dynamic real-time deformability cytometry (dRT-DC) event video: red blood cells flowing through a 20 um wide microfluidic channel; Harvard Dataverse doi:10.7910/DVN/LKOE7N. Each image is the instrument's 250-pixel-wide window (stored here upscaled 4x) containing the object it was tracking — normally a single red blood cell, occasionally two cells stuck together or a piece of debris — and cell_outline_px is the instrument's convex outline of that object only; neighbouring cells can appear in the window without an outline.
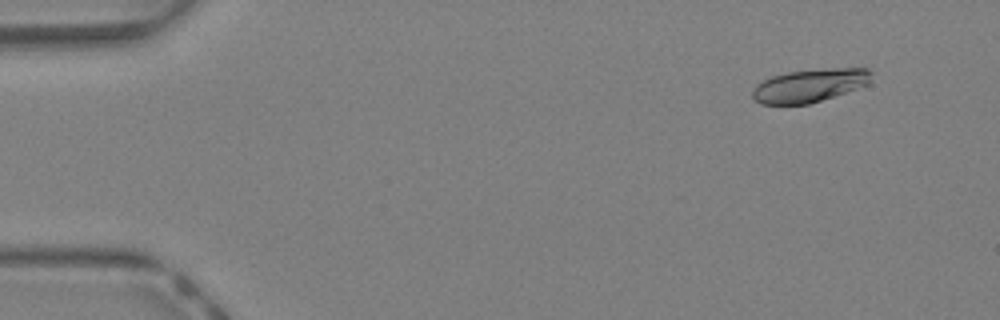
{"species": "Egyptian fruit bat (a non-hibernating species)", "species_latin": "Rousettus aegyptiacus", "temperature_condition": "warm", "stored_images_in_passage": 11, "camera_frame_rate_fps": 3000, "um_per_image_px": 0.085, "animal": {"sex": "female"}, "frame": {"image": 1, "passage_image": 4, "time_ms": 1.0, "image_size_px": [1000, 320], "cell_outline_px": [[872, 72], [868, 84], [808, 104], [760, 104], [752, 96], [752, 92], [756, 84], [772, 76], [788, 72], [828, 68], [868, 68]], "centroid_in_image_um": [68.8, 7.26], "position_along_channel_um": 16.2, "area_um2": 22.6}}